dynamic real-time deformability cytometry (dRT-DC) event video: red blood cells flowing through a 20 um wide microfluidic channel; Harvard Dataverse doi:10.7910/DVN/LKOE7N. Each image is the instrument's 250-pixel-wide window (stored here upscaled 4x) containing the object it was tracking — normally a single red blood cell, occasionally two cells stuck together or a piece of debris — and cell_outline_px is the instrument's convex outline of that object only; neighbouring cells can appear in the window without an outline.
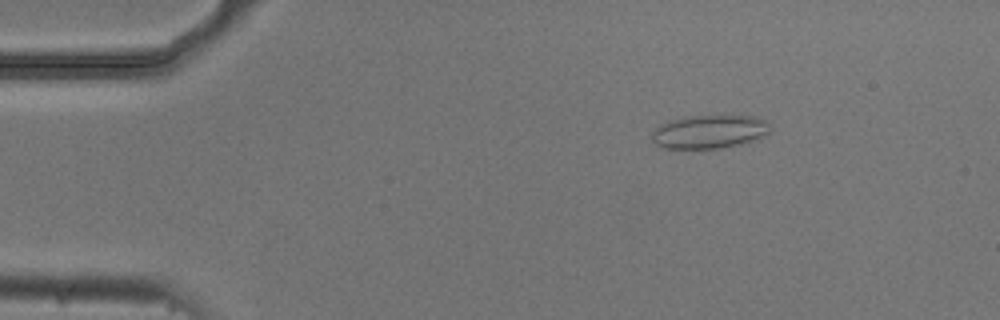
{"species": "common noctule bat (a hibernating species)", "species_latin": "Nyctalus noctula", "temperature_condition": "cold", "stored_images_in_passage": 5, "camera_frame_rate_fps": 3000, "um_per_image_px": 0.085, "animal": {"sex": "male", "body_mass_g": 20.5, "forearm_length_mm": 52.5}, "frame": {"image": 1, "passage_image": 3, "time_ms": 0.667, "image_size_px": [1000, 320], "cell_outline_px": [[772, 132], [768, 136], [740, 144], [720, 148], [664, 148], [656, 144], [652, 140], [652, 132], [660, 124], [684, 116], [756, 116], [768, 120]], "centroid_in_image_um": [60.37, 11.19], "position_along_channel_um": 24.6, "area_um2": 23.29}}